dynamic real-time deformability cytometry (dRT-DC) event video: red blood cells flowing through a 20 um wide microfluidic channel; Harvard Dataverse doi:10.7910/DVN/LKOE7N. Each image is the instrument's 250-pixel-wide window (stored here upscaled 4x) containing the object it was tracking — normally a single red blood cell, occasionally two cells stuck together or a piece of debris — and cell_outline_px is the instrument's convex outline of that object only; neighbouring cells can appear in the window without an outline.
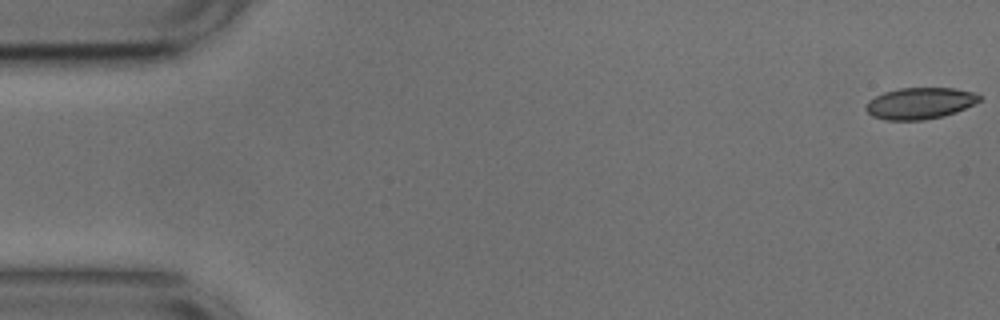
{"species": "common noctule bat (a hibernating species)", "species_latin": "Nyctalus noctula", "temperature_condition": "cold", "stored_images_in_passage": 15, "camera_frame_rate_fps": 3000, "um_per_image_px": 0.085, "animal": {"sex": "male", "body_mass_g": 17.9, "forearm_length_mm": 54.2}, "frame": {"image": 1, "passage_image": 1, "time_ms": 0.0, "image_size_px": [1000, 320], "cell_outline_px": [[980, 100], [956, 112], [944, 116], [924, 120], [884, 120], [872, 116], [864, 108], [868, 100], [884, 92], [900, 88], [956, 88], [976, 92], [980, 96]], "centroid_in_image_um": [78.17, 8.78], "position_along_channel_um": 6.8, "area_um2": 20.87}}
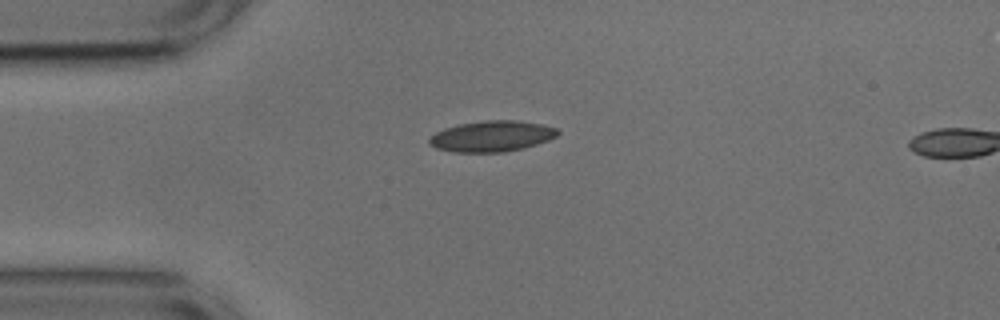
{"frame": {"image": 2, "passage_image": 13, "time_ms": 4.0, "image_size_px": [1000, 320], "cell_outline_px": [[560, 132], [556, 136], [548, 140], [524, 148], [504, 152], [452, 152], [436, 148], [428, 144], [428, 140], [436, 132], [444, 128], [460, 124], [484, 120], [516, 120], [540, 124], [556, 128]], "centroid_in_image_um": [41.78, 11.58], "position_along_channel_um": 43.2, "area_um2": 23.06}}